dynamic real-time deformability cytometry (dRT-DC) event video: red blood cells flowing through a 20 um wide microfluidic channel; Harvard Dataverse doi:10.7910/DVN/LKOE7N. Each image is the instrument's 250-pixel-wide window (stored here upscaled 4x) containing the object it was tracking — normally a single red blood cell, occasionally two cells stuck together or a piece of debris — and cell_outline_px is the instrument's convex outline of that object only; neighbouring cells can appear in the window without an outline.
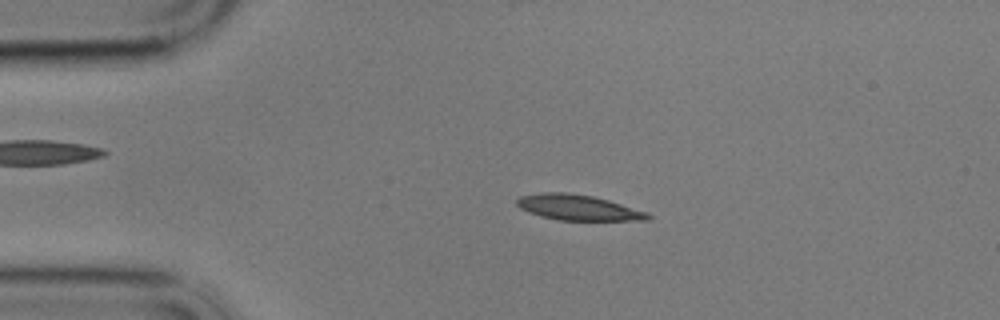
{"species": "common noctule bat (a hibernating species)", "species_latin": "Nyctalus noctula", "temperature_condition": "cold", "stored_images_in_passage": 57, "camera_frame_rate_fps": 3000, "um_per_image_px": 0.085, "animal": {"sex": "male", "body_mass_g": 17.9}, "frame": {"image": 1, "passage_image": 11, "time_ms": 3.333, "image_size_px": [1000, 320], "cell_outline_px": [[652, 216], [648, 220], [556, 220], [540, 216], [528, 212], [520, 208], [516, 204], [516, 200], [520, 196], [540, 192], [568, 192], [592, 196], [608, 200], [648, 212]], "centroid_in_image_um": [49.11, 17.63], "position_along_channel_um": 35.9, "area_um2": 19.54}}
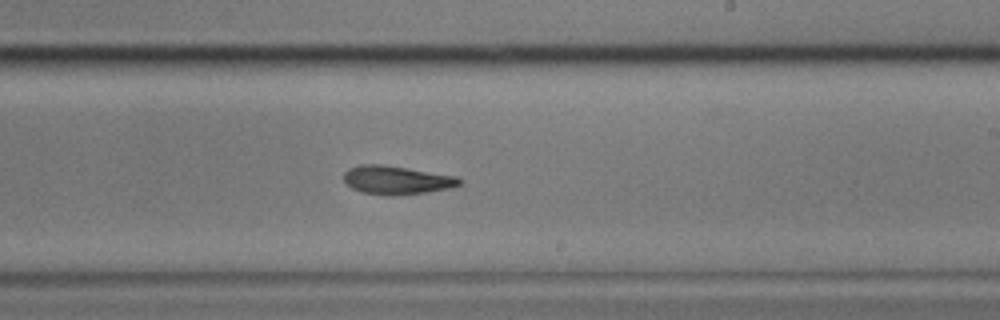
{"frame": {"image": 2, "passage_image": 33, "time_ms": 10.667, "image_size_px": [1000, 320], "cell_outline_px": [[464, 184], [448, 188], [428, 192], [392, 196], [388, 196], [360, 192], [352, 188], [344, 180], [344, 172], [348, 168], [360, 164], [380, 164], [456, 176], [464, 180]], "centroid_in_image_um": [33.72, 15.31], "position_along_channel_um": 255.3, "area_um2": 19.31}}
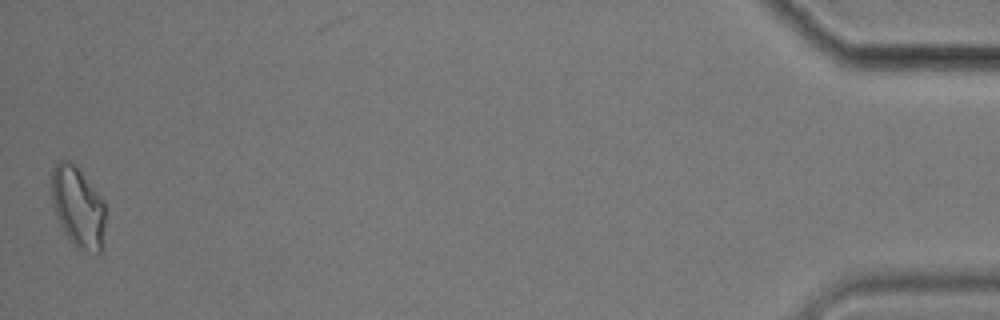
{"frame": {"image": 3, "passage_image": 56, "time_ms": 18.333, "image_size_px": [1000, 320], "cell_outline_px": [[104, 224], [100, 252], [96, 252], [76, 248], [72, 244], [64, 232], [56, 216], [52, 200], [52, 168], [56, 160], [68, 160], [80, 172], [104, 200]], "centroid_in_image_um": [6.59, 17.59], "position_along_channel_um": 428.6, "area_um2": 24.85}, "authors_computed_cell_mechanics": {"area_um2": 19.5364, "velocity_mm_per_s": 3.4522, "shape_relaxation_time_tau1_ms": 4.8779, "shape_relaxation_time_tau2_ms": 9.1974, "deformation_change_tau1": 0.1431, "deformation_change_tau2": 0.1804}}